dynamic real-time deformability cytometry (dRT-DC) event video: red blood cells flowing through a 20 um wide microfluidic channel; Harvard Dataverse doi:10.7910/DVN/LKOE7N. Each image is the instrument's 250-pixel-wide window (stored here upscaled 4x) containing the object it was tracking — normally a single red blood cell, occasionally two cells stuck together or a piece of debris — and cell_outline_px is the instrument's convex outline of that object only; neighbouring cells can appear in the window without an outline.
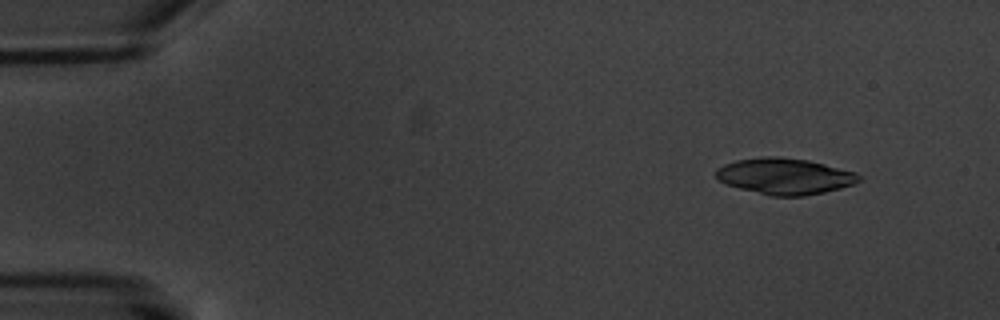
{"species": "common noctule bat (a hibernating species)", "species_latin": "Nyctalus noctula", "temperature_condition": "warm", "stored_images_in_passage": 5, "camera_frame_rate_fps": 3000, "um_per_image_px": 0.085, "animal": {"sex": "male", "body_mass_g": 20.1, "forearm_length_mm": 53.5}, "frame": {"image": 1, "passage_image": 2, "time_ms": 1.333, "image_size_px": [1000, 320], "cell_outline_px": [[860, 180], [856, 184], [824, 192], [804, 196], [772, 196], [724, 184], [716, 176], [716, 168], [724, 164], [736, 160], [760, 156], [780, 156], [808, 160], [856, 172], [860, 176]], "centroid_in_image_um": [66.7, 14.97], "position_along_channel_um": 18.3, "area_um2": 30.23}}